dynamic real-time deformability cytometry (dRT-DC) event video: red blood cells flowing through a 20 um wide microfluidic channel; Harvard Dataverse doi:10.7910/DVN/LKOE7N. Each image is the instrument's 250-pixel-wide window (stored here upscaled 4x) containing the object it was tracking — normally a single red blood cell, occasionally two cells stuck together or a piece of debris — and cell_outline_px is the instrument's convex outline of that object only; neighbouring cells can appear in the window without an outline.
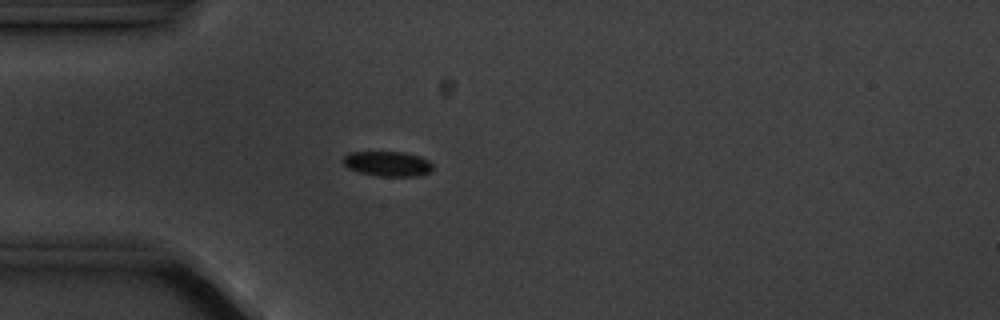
{"species": "common noctule bat (a hibernating species)", "species_latin": "Nyctalus noctula", "temperature_condition": "cold", "stored_images_in_passage": 6, "camera_frame_rate_fps": 3000, "um_per_image_px": 0.085, "animal": {"sex": "male", "body_mass_g": 20.1, "forearm_length_mm": 53.5}, "frame": {"image": 1, "passage_image": 5, "time_ms": 4.667, "image_size_px": [1000, 320], "cell_outline_px": [[432, 172], [420, 176], [376, 176], [360, 172], [348, 168], [340, 160], [348, 152], [404, 152], [420, 156], [428, 160], [432, 164]], "centroid_in_image_um": [32.95, 13.92], "position_along_channel_um": 52.1, "area_um2": 13.24}}